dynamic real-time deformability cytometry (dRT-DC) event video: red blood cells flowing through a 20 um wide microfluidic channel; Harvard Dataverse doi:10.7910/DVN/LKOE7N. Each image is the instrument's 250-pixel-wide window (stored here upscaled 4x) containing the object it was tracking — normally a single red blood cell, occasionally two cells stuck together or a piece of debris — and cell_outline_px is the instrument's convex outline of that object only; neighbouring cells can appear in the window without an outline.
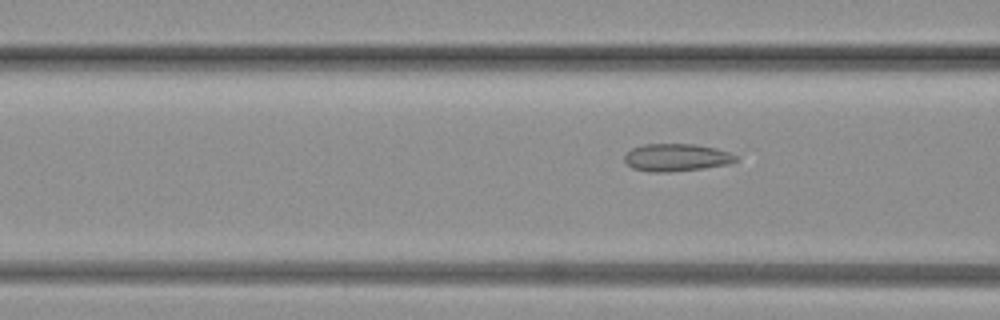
{"species": "common noctule bat (a hibernating species)", "species_latin": "Nyctalus noctula", "temperature_condition": "warm", "stored_images_in_passage": 56, "camera_frame_rate_fps": 3000, "um_per_image_px": 0.085, "animal": {"sex": "female", "body_mass_g": 19.3, "forearm_length_mm": 54.1}, "frame": {"image": 1, "passage_image": 6, "time_ms": 1.667, "image_size_px": [1000, 320], "cell_outline_px": [[736, 160], [728, 164], [704, 168], [668, 172], [648, 172], [632, 168], [624, 160], [624, 156], [632, 148], [644, 144], [692, 144], [716, 148], [728, 152], [736, 156]], "centroid_in_image_um": [57.46, 13.39], "position_along_channel_um": 109.1, "area_um2": 17.74}}
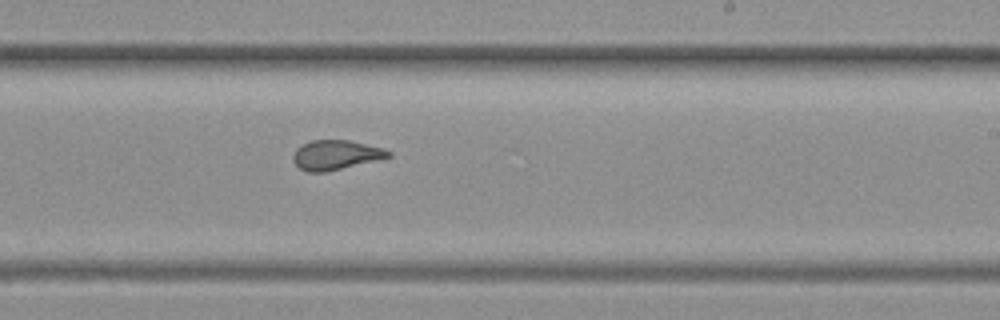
{"frame": {"image": 2, "passage_image": 24, "time_ms": 7.667, "image_size_px": [1000, 320], "cell_outline_px": [[392, 156], [376, 160], [324, 172], [308, 172], [300, 168], [292, 160], [292, 156], [296, 148], [312, 140], [348, 140], [384, 148], [392, 152]], "centroid_in_image_um": [28.53, 13.16], "position_along_channel_um": 260.5, "area_um2": 16.24}}
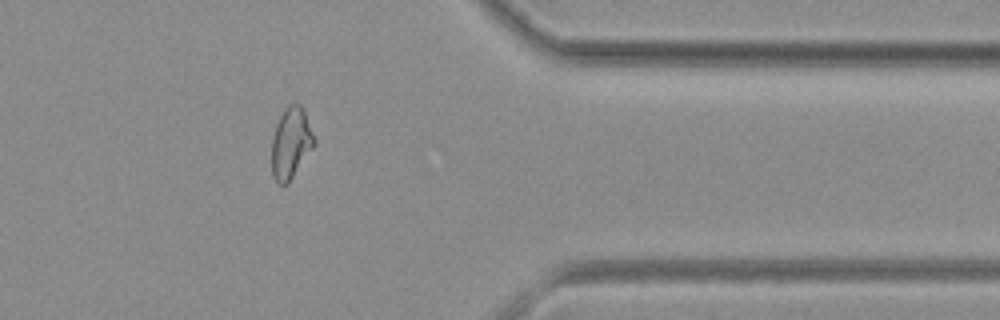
{"frame": {"image": 3, "passage_image": 41, "time_ms": 13.333, "image_size_px": [1000, 320], "cell_outline_px": [[316, 144], [288, 184], [280, 184], [272, 176], [272, 136], [276, 124], [280, 116], [288, 104], [300, 104], [304, 112], [316, 140]], "centroid_in_image_um": [24.73, 12.18], "position_along_channel_um": 386.7, "area_um2": 17.57}}